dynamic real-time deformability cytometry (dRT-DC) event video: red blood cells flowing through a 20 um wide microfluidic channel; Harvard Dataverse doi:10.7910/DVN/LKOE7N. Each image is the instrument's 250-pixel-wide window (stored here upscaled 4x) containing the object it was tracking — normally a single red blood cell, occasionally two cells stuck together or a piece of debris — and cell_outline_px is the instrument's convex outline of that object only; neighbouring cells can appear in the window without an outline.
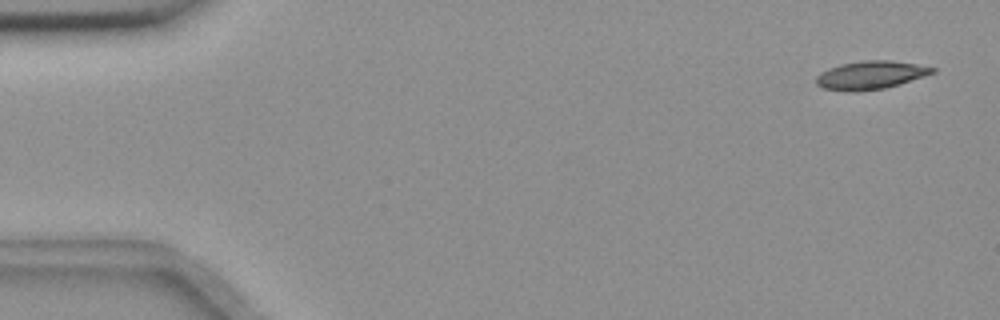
{"species": "common noctule bat (a hibernating species)", "species_latin": "Nyctalus noctula", "temperature_condition": "room temperature", "stored_images_in_passage": 56, "camera_frame_rate_fps": 3000, "um_per_image_px": 0.085, "animal": {"sex": "female", "body_mass_g": 18.4}, "frame": {"image": 1, "passage_image": 3, "time_ms": 0.667, "image_size_px": [1000, 320], "cell_outline_px": [[936, 72], [900, 84], [884, 88], [856, 92], [852, 92], [824, 88], [816, 84], [816, 76], [820, 72], [828, 68], [840, 64], [864, 60], [888, 60], [916, 64], [936, 68]], "centroid_in_image_um": [73.98, 6.38], "position_along_channel_um": 11.0, "area_um2": 19.13}}
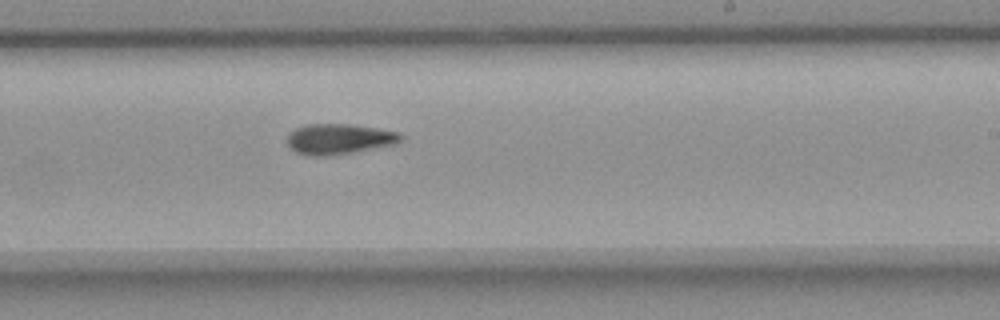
{"frame": {"image": 2, "passage_image": 34, "time_ms": 11.0, "image_size_px": [1000, 320], "cell_outline_px": [[404, 136], [396, 144], [352, 152], [328, 156], [308, 156], [296, 152], [288, 148], [288, 132], [296, 128], [308, 124], [352, 124], [400, 132]], "centroid_in_image_um": [28.8, 11.81], "position_along_channel_um": 260.2, "area_um2": 20.29}}
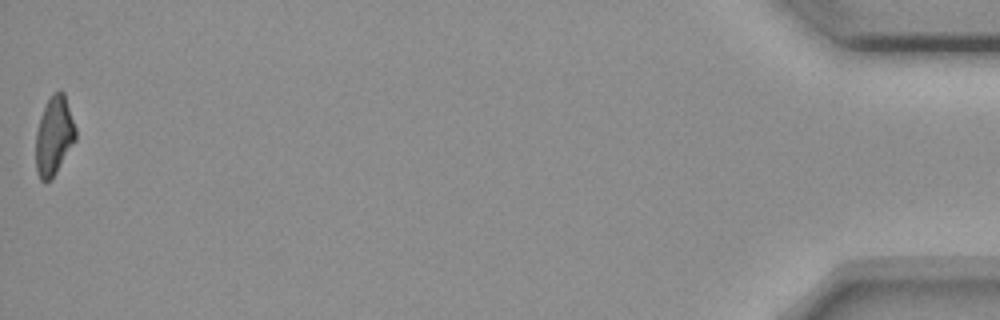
{"frame": {"image": 3, "passage_image": 56, "time_ms": 18.333, "image_size_px": [1000, 320], "cell_outline_px": [[76, 140], [56, 172], [44, 184], [40, 180], [36, 172], [36, 132], [40, 116], [52, 92], [60, 88], [64, 92], [76, 128]], "centroid_in_image_um": [4.59, 11.52], "position_along_channel_um": 430.6, "area_um2": 18.38}}